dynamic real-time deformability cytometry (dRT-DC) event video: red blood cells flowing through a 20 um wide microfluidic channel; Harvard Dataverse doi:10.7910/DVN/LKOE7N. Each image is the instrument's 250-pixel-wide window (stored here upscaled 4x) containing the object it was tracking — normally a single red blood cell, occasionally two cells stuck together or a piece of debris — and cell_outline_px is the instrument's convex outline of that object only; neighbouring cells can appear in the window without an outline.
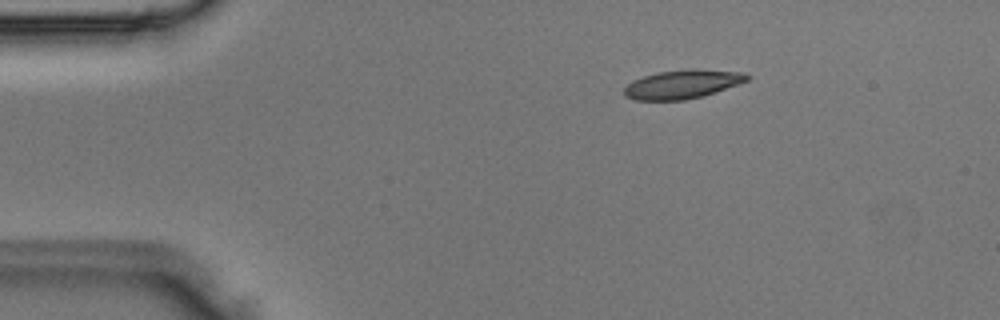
{"species": "Egyptian fruit bat (a non-hibernating species)", "species_latin": "Rousettus aegyptiacus", "temperature_condition": "room temperature", "stored_images_in_passage": 6, "camera_frame_rate_fps": 3000, "um_per_image_px": 0.085, "animal": {"sex": "male"}, "frame": {"image": 1, "passage_image": 1, "time_ms": 0.0, "image_size_px": [1000, 320], "cell_outline_px": [[752, 76], [748, 80], [704, 96], [684, 100], [636, 100], [624, 96], [624, 88], [632, 80], [644, 76], [660, 72], [692, 68], [744, 72]], "centroid_in_image_um": [58.02, 7.15], "position_along_channel_um": 27.0, "area_um2": 20.63}}
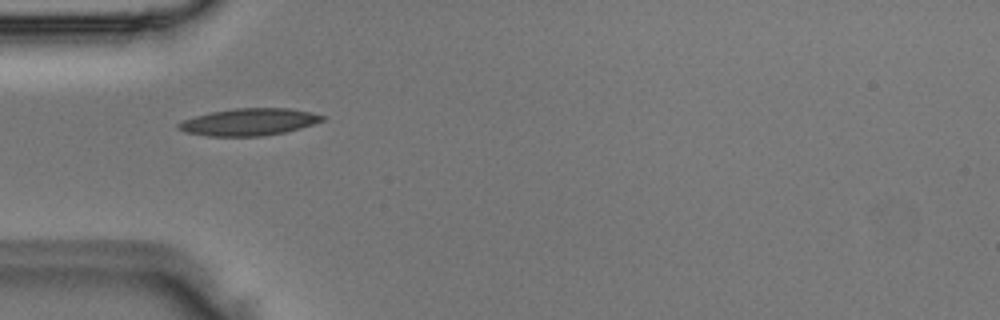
{"frame": {"image": 2, "passage_image": 3, "time_ms": 0.667, "image_size_px": [1000, 320], "cell_outline_px": [[324, 120], [300, 128], [284, 132], [264, 136], [208, 136], [184, 132], [176, 128], [176, 124], [184, 120], [196, 116], [212, 112], [236, 108], [288, 108], [312, 112], [324, 116]], "centroid_in_image_um": [21.15, 10.37], "position_along_channel_um": 63.9, "area_um2": 22.6}}
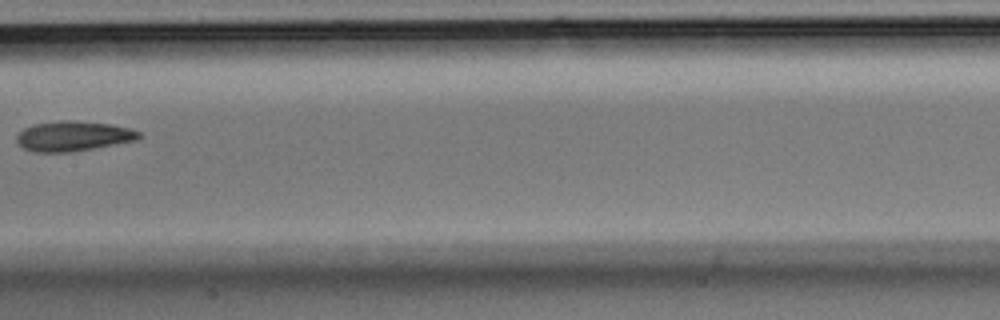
{"frame": {"image": 3, "passage_image": 6, "time_ms": 1.667, "image_size_px": [1000, 320], "cell_outline_px": [[140, 136], [136, 140], [92, 148], [68, 152], [36, 152], [24, 148], [16, 144], [16, 136], [24, 128], [32, 124], [60, 120], [72, 120], [108, 124], [128, 128], [140, 132]], "centroid_in_image_um": [6.15, 11.56], "position_along_channel_um": 201.2, "area_um2": 21.15}}